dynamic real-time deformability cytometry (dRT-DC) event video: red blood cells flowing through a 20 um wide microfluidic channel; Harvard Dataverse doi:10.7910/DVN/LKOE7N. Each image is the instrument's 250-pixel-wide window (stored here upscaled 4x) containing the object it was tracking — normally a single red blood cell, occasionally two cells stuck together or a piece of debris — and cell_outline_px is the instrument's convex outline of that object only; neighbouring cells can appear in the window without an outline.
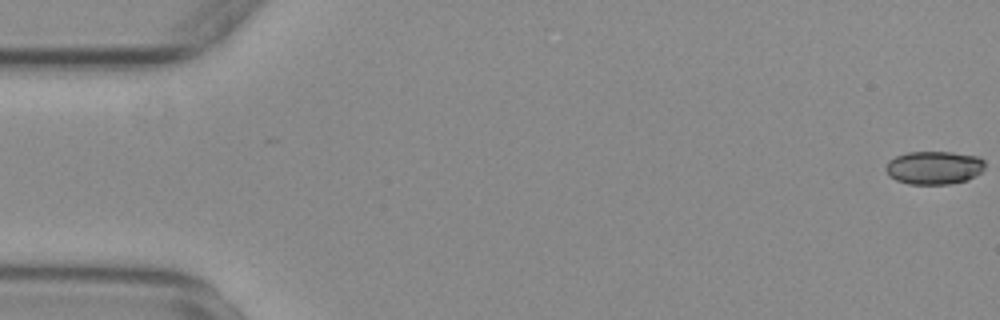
{"species": "common noctule bat (a hibernating species)", "species_latin": "Nyctalus noctula", "temperature_condition": "warm", "stored_images_in_passage": 54, "camera_frame_rate_fps": 3000, "um_per_image_px": 0.085, "animal": {"sex": "female", "body_mass_g": 29.2, "forearm_length_mm": 56.3}, "frame": {"image": 1, "passage_image": 1, "time_ms": 0.0, "image_size_px": [1000, 320], "cell_outline_px": [[984, 168], [976, 176], [968, 180], [948, 184], [908, 184], [896, 180], [888, 176], [884, 168], [888, 160], [896, 156], [908, 152], [952, 152], [976, 156], [984, 160]], "centroid_in_image_um": [79.36, 14.25], "position_along_channel_um": 5.6, "area_um2": 19.36}}
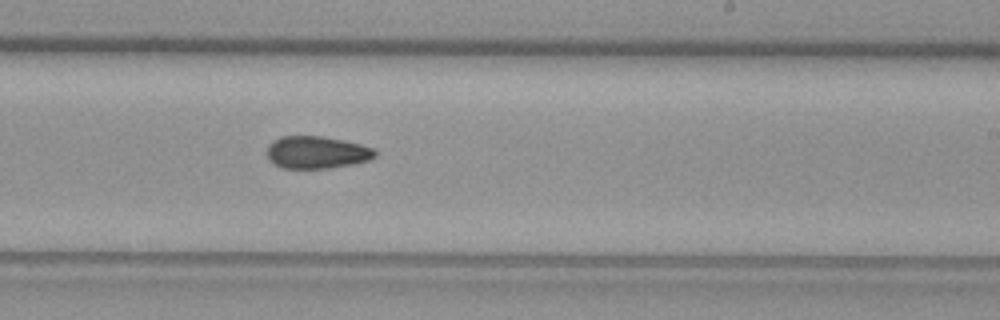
{"frame": {"image": 2, "passage_image": 34, "time_ms": 11.0, "image_size_px": [1000, 320], "cell_outline_px": [[376, 156], [368, 160], [352, 164], [332, 168], [280, 168], [268, 160], [268, 144], [272, 140], [280, 136], [320, 136], [360, 144], [372, 148], [376, 152]], "centroid_in_image_um": [26.87, 12.95], "position_along_channel_um": 262.1, "area_um2": 20.35}}
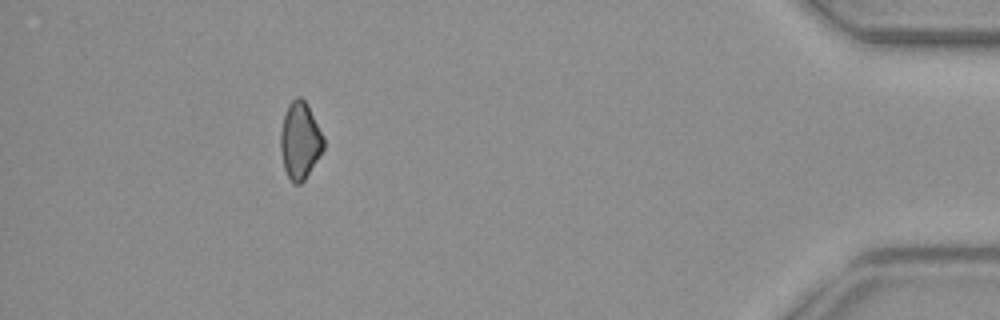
{"frame": {"image": 3, "passage_image": 51, "time_ms": 16.667, "image_size_px": [1000, 320], "cell_outline_px": [[324, 148], [320, 156], [304, 180], [300, 184], [292, 184], [284, 168], [280, 152], [280, 132], [284, 116], [288, 104], [296, 96], [300, 96], [308, 104], [324, 136]], "centroid_in_image_um": [25.5, 11.94], "position_along_channel_um": 409.7, "area_um2": 19.54}, "authors_computed_cell_mechanics": {"area_um2": 20.2011, "velocity_mm_per_s": 3.7115, "shape_relaxation_time_tau1_ms": null, "shape_relaxation_time_tau2_ms": 7.6228, "deformation_change_tau1": null, "deformation_change_tau2": 0.1191}}